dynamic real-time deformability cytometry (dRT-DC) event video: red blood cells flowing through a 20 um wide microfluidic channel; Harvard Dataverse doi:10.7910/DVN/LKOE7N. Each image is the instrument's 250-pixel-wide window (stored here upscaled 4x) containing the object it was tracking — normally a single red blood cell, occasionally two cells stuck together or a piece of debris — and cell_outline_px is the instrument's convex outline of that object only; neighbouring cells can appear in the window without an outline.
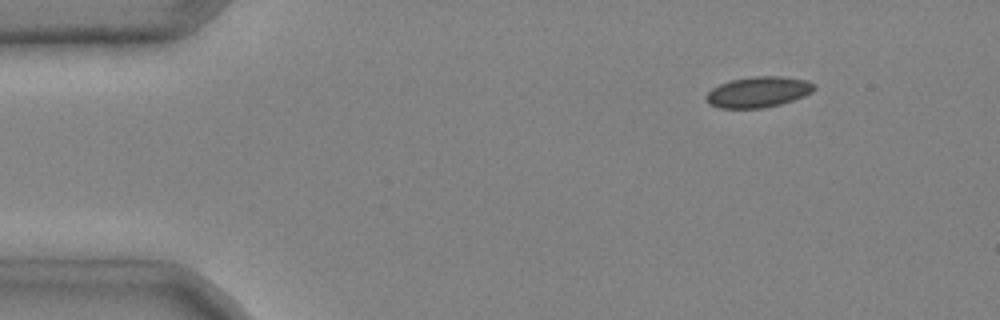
{"species": "common noctule bat (a hibernating species)", "species_latin": "Nyctalus noctula", "temperature_condition": "cold", "stored_images_in_passage": 4, "camera_frame_rate_fps": 3000, "um_per_image_px": 0.085, "animal": {"sex": "male", "body_mass_g": 20.4}, "frame": {"image": 1, "passage_image": 2, "time_ms": 0.333, "image_size_px": [1000, 320], "cell_outline_px": [[816, 88], [812, 92], [804, 96], [780, 104], [764, 108], [720, 108], [708, 104], [704, 100], [704, 96], [712, 88], [728, 80], [752, 76], [780, 76], [808, 80], [816, 84]], "centroid_in_image_um": [64.43, 7.81], "position_along_channel_um": 20.6, "area_um2": 19.65}}